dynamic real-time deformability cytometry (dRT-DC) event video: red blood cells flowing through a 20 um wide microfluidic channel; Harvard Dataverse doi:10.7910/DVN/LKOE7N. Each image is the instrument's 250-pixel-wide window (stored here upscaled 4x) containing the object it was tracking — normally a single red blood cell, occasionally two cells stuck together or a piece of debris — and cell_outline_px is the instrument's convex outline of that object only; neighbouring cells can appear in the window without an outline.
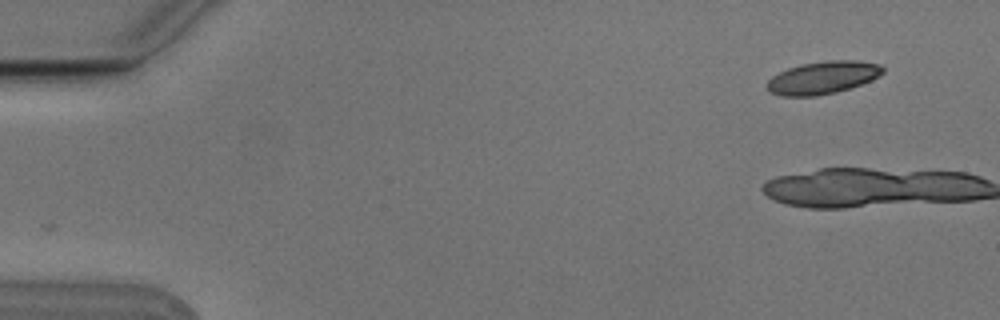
{"species": "Egyptian fruit bat (a non-hibernating species)", "species_latin": "Rousettus aegyptiacus", "temperature_condition": "cold", "stored_images_in_passage": 2, "camera_frame_rate_fps": 3000, "um_per_image_px": 0.085, "animal": {"sex": "male"}, "frame": {"image": 1, "passage_image": 2, "time_ms": 0.333, "image_size_px": [1000, 320], "cell_outline_px": [[884, 72], [880, 76], [872, 80], [836, 92], [816, 96], [780, 96], [772, 92], [768, 88], [768, 80], [772, 76], [788, 68], [800, 64], [828, 60], [856, 60], [880, 64], [884, 68]], "centroid_in_image_um": [69.97, 6.59], "position_along_channel_um": 15.0, "area_um2": 21.96}}